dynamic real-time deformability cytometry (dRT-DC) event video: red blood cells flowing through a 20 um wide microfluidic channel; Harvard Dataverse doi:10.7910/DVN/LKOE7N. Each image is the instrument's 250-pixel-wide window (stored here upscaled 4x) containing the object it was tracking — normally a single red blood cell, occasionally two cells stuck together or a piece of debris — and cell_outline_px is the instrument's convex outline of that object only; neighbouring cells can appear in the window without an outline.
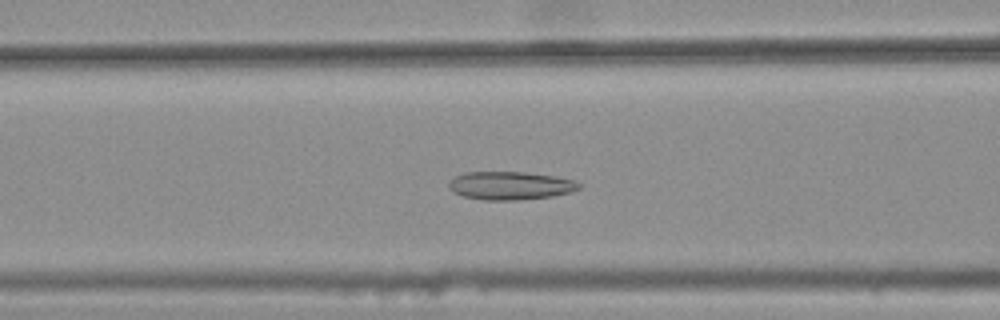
{"species": "common noctule bat (a hibernating species)", "species_latin": "Nyctalus noctula", "temperature_condition": "warm", "stored_images_in_passage": 43, "camera_frame_rate_fps": 3000, "um_per_image_px": 0.085, "animal": {"sex": "female", "body_mass_g": 25.1}, "frame": {"image": 1, "passage_image": 20, "time_ms": 6.333, "image_size_px": [1000, 320], "cell_outline_px": [[580, 188], [568, 192], [552, 196], [516, 200], [484, 200], [464, 196], [452, 192], [448, 188], [448, 184], [456, 176], [468, 172], [524, 172], [556, 176], [572, 180], [580, 184]], "centroid_in_image_um": [43.35, 15.78], "position_along_channel_um": 123.3, "area_um2": 21.15}}
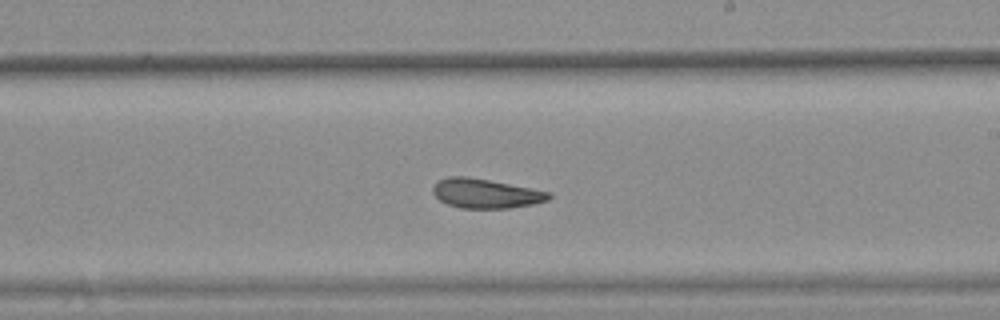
{"frame": {"image": 2, "passage_image": 30, "time_ms": 9.667, "image_size_px": [1000, 320], "cell_outline_px": [[552, 196], [548, 200], [532, 204], [508, 208], [460, 208], [448, 204], [440, 200], [432, 192], [432, 188], [440, 180], [448, 176], [464, 176], [488, 180], [552, 192]], "centroid_in_image_um": [41.29, 16.45], "position_along_channel_um": 247.7, "area_um2": 19.65}}
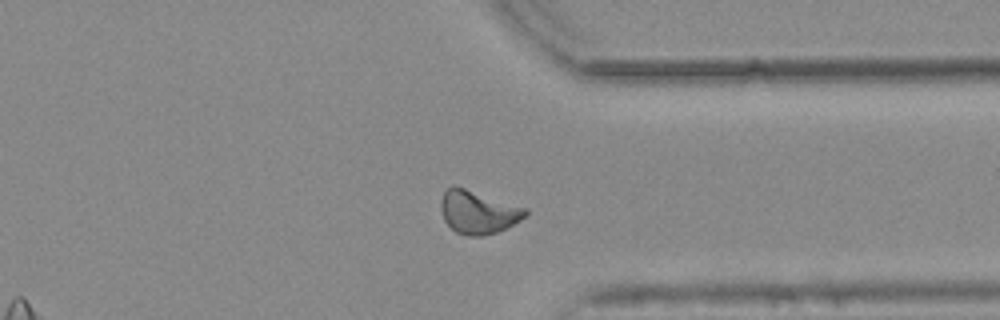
{"frame": {"image": 3, "passage_image": 40, "time_ms": 13.0, "image_size_px": [1000, 320], "cell_outline_px": [[528, 212], [520, 220], [496, 232], [484, 236], [468, 236], [456, 232], [444, 220], [440, 208], [440, 204], [444, 192], [448, 188], [464, 188], [528, 208]], "centroid_in_image_um": [40.64, 18.05], "position_along_channel_um": 370.8, "area_um2": 20.81}, "authors_computed_cell_mechanics": {"area_um2": 20.8658, "velocity_mm_per_s": 3.7456, "shape_relaxation_time_tau1_ms": null, "shape_relaxation_time_tau2_ms": 3.9339, "deformation_change_tau1": null, "deformation_change_tau2": 0.0949}}